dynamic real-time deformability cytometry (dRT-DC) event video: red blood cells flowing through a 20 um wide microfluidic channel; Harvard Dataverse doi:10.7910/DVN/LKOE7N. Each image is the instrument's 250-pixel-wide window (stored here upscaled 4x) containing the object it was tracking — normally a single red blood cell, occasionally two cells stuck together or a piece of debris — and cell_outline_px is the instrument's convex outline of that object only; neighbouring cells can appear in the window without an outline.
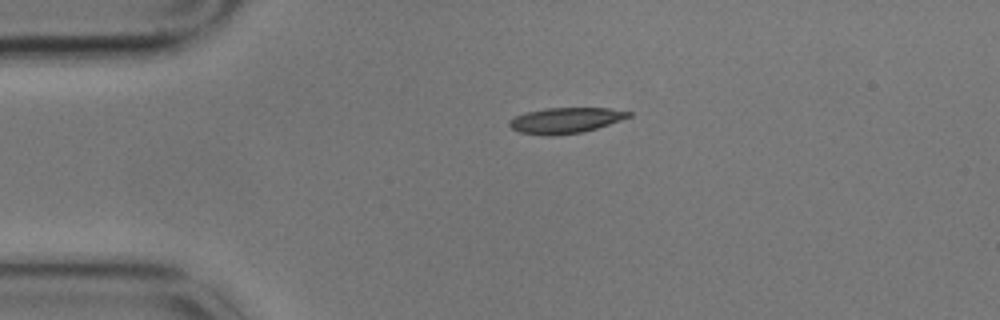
{"species": "common noctule bat (a hibernating species)", "species_latin": "Nyctalus noctula", "temperature_condition": "cold", "stored_images_in_passage": 4, "camera_frame_rate_fps": 3000, "um_per_image_px": 0.085, "animal": {"sex": "male", "body_mass_g": 17.9}, "frame": {"image": 1, "passage_image": 1, "time_ms": 0.0, "image_size_px": [1000, 320], "cell_outline_px": [[632, 116], [596, 128], [580, 132], [556, 136], [544, 136], [520, 132], [512, 128], [508, 124], [508, 120], [516, 116], [528, 112], [548, 108], [608, 108], [632, 112]], "centroid_in_image_um": [48.06, 10.24], "position_along_channel_um": 36.9, "area_um2": 17.69}}
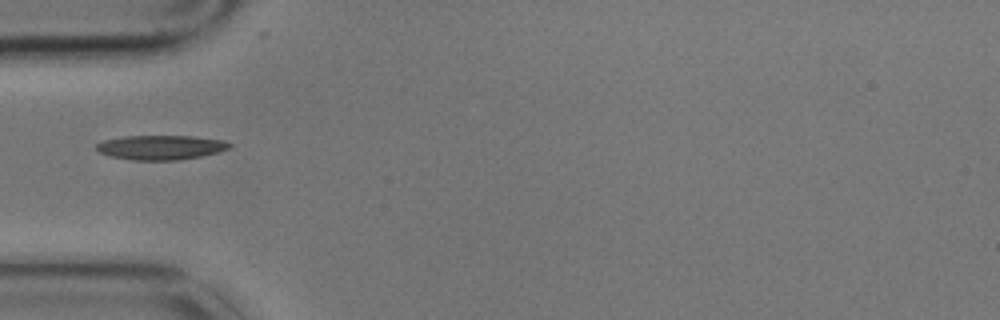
{"frame": {"image": 2, "passage_image": 3, "time_ms": 0.667, "image_size_px": [1000, 320], "cell_outline_px": [[232, 144], [228, 148], [216, 152], [200, 156], [176, 160], [132, 160], [112, 156], [100, 152], [96, 148], [96, 144], [104, 140], [124, 136], [192, 136], [224, 140]], "centroid_in_image_um": [13.65, 12.52], "position_along_channel_um": 71.3, "area_um2": 18.73}}